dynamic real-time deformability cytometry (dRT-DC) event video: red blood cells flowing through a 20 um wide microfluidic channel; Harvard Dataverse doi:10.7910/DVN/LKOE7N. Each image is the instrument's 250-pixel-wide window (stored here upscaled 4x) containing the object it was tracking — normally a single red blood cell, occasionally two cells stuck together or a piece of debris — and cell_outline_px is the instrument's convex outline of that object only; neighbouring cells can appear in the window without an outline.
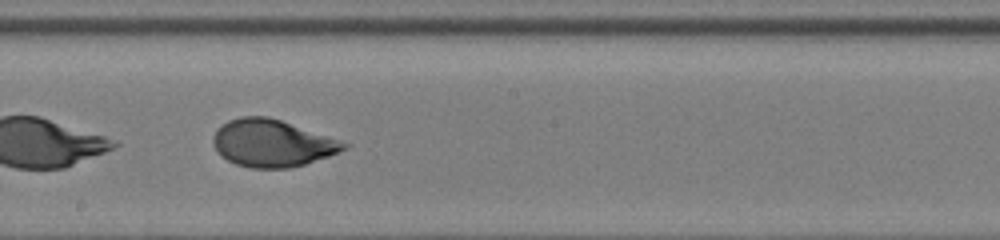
{"species": "human", "species_latin": "Homo sapiens", "temperature_condition": "room temperature", "stored_images_in_passage": 50, "segment_of_instrument_passage": [2, 2], "camera_frame_rate_fps": 3000, "um_per_image_px": 0.085, "donor": {"sex": "female"}, "frame": {"image": 1, "passage_image": 31, "time_ms": 10.0, "image_size_px": [1000, 240], "cell_outline_px": [[352, 144], [348, 148], [328, 156], [304, 164], [288, 168], [252, 168], [236, 164], [228, 160], [212, 144], [212, 136], [228, 120], [240, 116], [268, 116]], "centroid_in_image_um": [23.15, 12.17], "position_along_channel_um": 225.1, "area_um2": 35.55}}
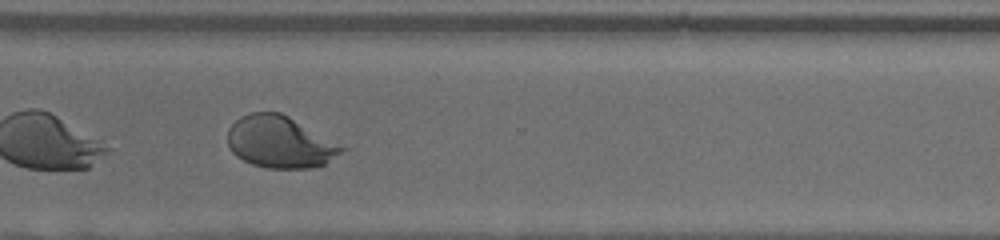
{"frame": {"image": 2, "passage_image": 40, "time_ms": 13.0, "image_size_px": [1000, 240], "cell_outline_px": [[348, 148], [324, 164], [312, 168], [268, 168], [252, 164], [236, 156], [232, 152], [228, 144], [228, 128], [240, 116], [252, 112], [280, 112], [288, 116]], "centroid_in_image_um": [23.79, 12.07], "position_along_channel_um": 346.8, "area_um2": 34.33}}